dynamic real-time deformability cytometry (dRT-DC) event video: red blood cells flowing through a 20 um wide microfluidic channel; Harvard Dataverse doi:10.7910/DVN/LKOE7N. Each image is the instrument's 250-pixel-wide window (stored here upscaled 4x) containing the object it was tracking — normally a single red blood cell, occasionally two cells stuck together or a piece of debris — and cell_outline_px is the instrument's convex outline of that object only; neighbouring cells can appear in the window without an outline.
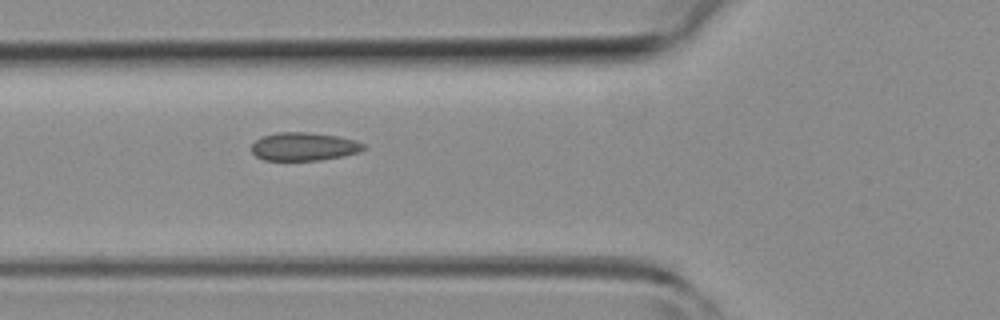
{"species": "common noctule bat (a hibernating species)", "species_latin": "Nyctalus noctula", "temperature_condition": "room temperature", "stored_images_in_passage": 6, "segment_of_instrument_passage": [1, 2], "camera_frame_rate_fps": 3000, "um_per_image_px": 0.085, "animal": {"sex": "female", "body_mass_g": 19.3, "forearm_length_mm": 54.1}, "frame": {"image": 1, "passage_image": 5, "time_ms": 5.333, "image_size_px": [1000, 320], "cell_outline_px": [[368, 148], [360, 152], [344, 156], [320, 160], [264, 160], [256, 156], [252, 152], [252, 144], [256, 140], [264, 136], [276, 132], [308, 132], [336, 136], [356, 140], [364, 144]], "centroid_in_image_um": [25.87, 12.46], "position_along_channel_um": 99.9, "area_um2": 18.5}}